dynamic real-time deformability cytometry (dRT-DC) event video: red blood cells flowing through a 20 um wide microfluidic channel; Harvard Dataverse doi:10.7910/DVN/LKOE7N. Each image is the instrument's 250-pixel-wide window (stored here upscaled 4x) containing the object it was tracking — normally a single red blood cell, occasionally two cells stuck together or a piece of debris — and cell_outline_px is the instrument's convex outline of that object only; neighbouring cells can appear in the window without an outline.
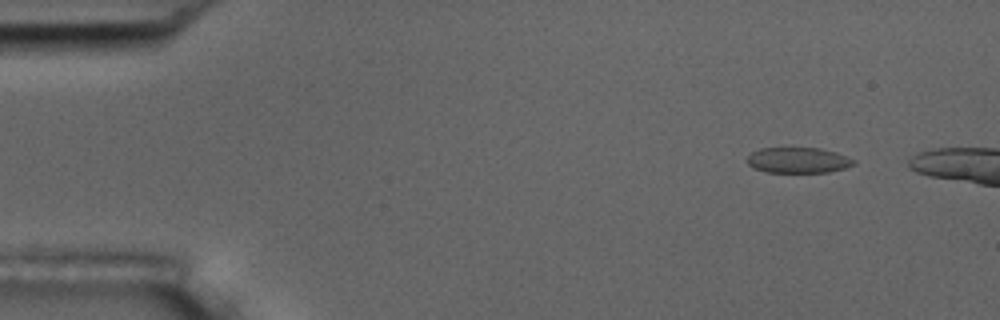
{"species": "common noctule bat (a hibernating species)", "species_latin": "Nyctalus noctula", "temperature_condition": "room temperature", "stored_images_in_passage": 4, "camera_frame_rate_fps": 3000, "um_per_image_px": 0.085, "animal": {"sex": "male", "body_mass_g": 17.5, "forearm_length_mm": 52.3}, "frame": {"image": 1, "passage_image": 2, "time_ms": 1.333, "image_size_px": [1000, 320], "cell_outline_px": [[856, 164], [844, 168], [828, 172], [768, 172], [756, 168], [748, 164], [748, 156], [752, 152], [760, 148], [820, 148], [836, 152], [856, 160]], "centroid_in_image_um": [67.88, 13.61], "position_along_channel_um": 17.1, "area_um2": 15.78}}